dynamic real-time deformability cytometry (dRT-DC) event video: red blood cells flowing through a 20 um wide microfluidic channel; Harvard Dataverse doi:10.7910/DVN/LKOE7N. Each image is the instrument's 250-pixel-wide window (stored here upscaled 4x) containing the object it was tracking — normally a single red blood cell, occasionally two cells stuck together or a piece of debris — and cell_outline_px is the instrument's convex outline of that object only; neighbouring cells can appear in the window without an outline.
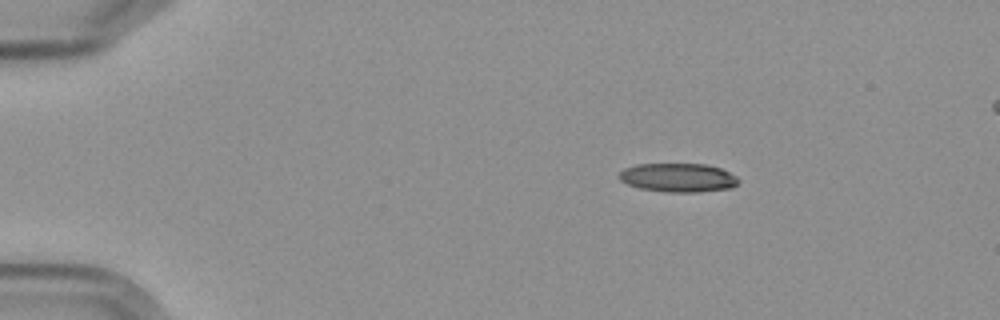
{"species": "Egyptian fruit bat (a non-hibernating species)", "species_latin": "Rousettus aegyptiacus", "temperature_condition": "cold", "stored_images_in_passage": 4, "segment_of_instrument_passage": [1, 2], "camera_frame_rate_fps": 3000, "um_per_image_px": 0.085, "frame": {"image": 1, "passage_image": 1, "time_ms": 0.0, "image_size_px": [1000, 320], "cell_outline_px": [[740, 180], [732, 188], [696, 192], [668, 192], [640, 188], [628, 184], [620, 180], [620, 172], [624, 168], [636, 164], [704, 164], [720, 168], [736, 176]], "centroid_in_image_um": [57.65, 15.09], "position_along_channel_um": 27.4, "area_um2": 19.88}}